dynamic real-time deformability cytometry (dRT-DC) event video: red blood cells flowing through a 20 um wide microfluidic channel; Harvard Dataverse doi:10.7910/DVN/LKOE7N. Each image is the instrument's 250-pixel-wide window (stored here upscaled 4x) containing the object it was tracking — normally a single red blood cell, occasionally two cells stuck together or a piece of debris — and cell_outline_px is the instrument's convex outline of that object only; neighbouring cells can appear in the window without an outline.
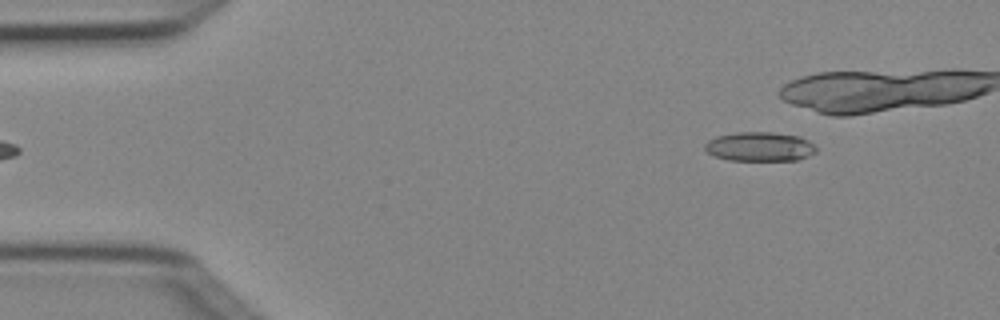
{"species": "Egyptian fruit bat (a non-hibernating species)", "species_latin": "Rousettus aegyptiacus", "temperature_condition": "cold", "stored_images_in_passage": 5, "segment_of_instrument_passage": [2, 2], "camera_frame_rate_fps": 3000, "um_per_image_px": 0.085, "animal": {"sex": "female"}, "frame": {"image": 1, "passage_image": 5, "time_ms": 1.333, "image_size_px": [1000, 320], "cell_outline_px": [[816, 152], [808, 156], [796, 160], [728, 160], [716, 156], [708, 152], [704, 148], [704, 144], [708, 140], [716, 136], [736, 132], [772, 132], [800, 136], [808, 140], [816, 148]], "centroid_in_image_um": [64.57, 12.45], "position_along_channel_um": 20.4, "area_um2": 18.96}}